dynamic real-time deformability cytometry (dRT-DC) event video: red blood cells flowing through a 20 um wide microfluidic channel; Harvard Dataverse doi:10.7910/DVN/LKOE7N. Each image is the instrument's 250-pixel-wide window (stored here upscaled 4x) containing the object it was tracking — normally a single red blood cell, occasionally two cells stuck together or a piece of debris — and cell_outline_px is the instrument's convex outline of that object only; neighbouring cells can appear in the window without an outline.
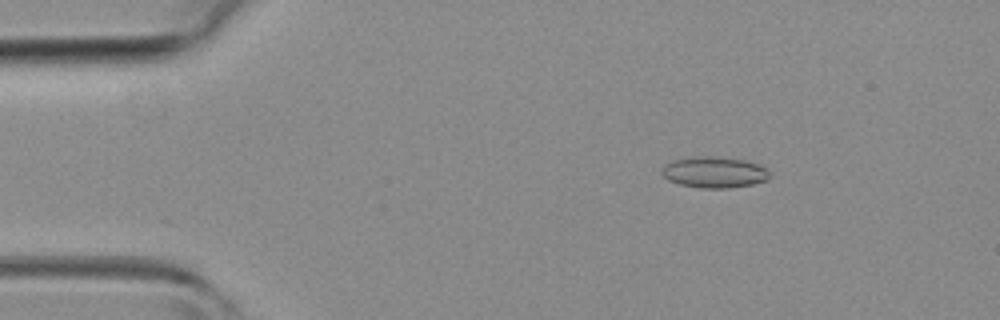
{"species": "common noctule bat (a hibernating species)", "species_latin": "Nyctalus noctula", "temperature_condition": "room temperature", "stored_images_in_passage": 44, "camera_frame_rate_fps": 3000, "um_per_image_px": 0.085, "animal": {"sex": "female", "body_mass_g": 19.3, "forearm_length_mm": 54.1}, "frame": {"image": 1, "passage_image": 6, "time_ms": 1.667, "image_size_px": [1000, 320], "cell_outline_px": [[768, 180], [752, 184], [728, 188], [700, 188], [680, 184], [668, 180], [660, 172], [664, 164], [672, 160], [696, 156], [712, 156], [744, 160], [760, 164], [768, 172]], "centroid_in_image_um": [60.67, 14.64], "position_along_channel_um": 24.3, "area_um2": 19.54}}
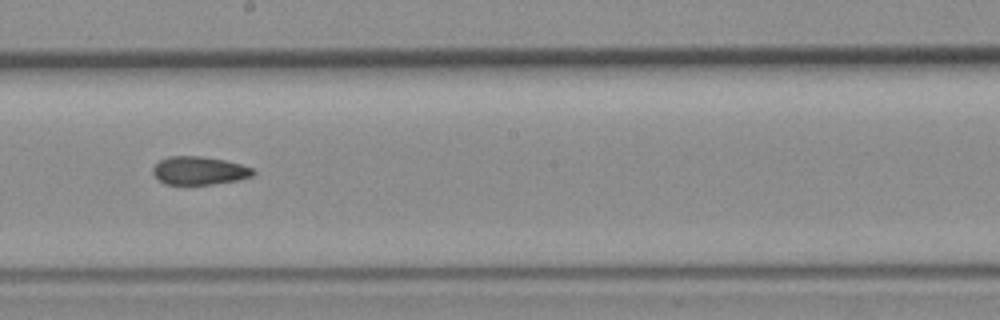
{"frame": {"image": 2, "passage_image": 24, "time_ms": 7.667, "image_size_px": [1000, 320], "cell_outline_px": [[256, 172], [252, 176], [236, 180], [212, 184], [164, 184], [152, 172], [152, 168], [160, 160], [168, 156], [200, 156], [224, 160], [240, 164], [252, 168]], "centroid_in_image_um": [16.92, 14.5], "position_along_channel_um": 231.3, "area_um2": 16.3}}
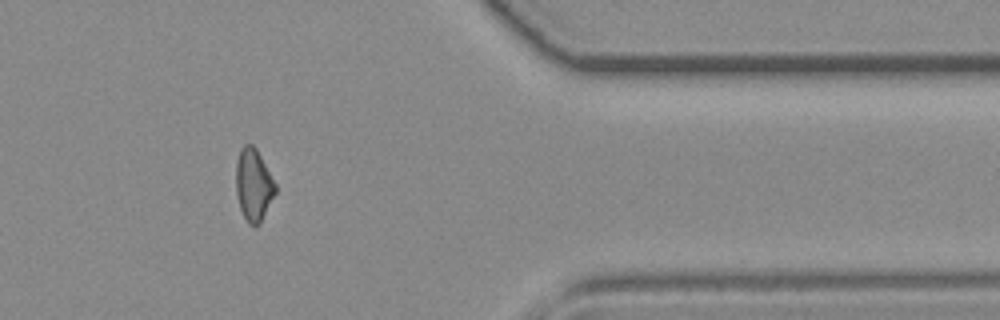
{"frame": {"image": 3, "passage_image": 36, "time_ms": 11.667, "image_size_px": [1000, 320], "cell_outline_px": [[276, 192], [260, 224], [248, 224], [240, 208], [236, 196], [236, 160], [240, 148], [244, 144], [252, 144], [256, 148], [276, 184]], "centroid_in_image_um": [21.54, 15.69], "position_along_channel_um": 389.9, "area_um2": 16.59}}